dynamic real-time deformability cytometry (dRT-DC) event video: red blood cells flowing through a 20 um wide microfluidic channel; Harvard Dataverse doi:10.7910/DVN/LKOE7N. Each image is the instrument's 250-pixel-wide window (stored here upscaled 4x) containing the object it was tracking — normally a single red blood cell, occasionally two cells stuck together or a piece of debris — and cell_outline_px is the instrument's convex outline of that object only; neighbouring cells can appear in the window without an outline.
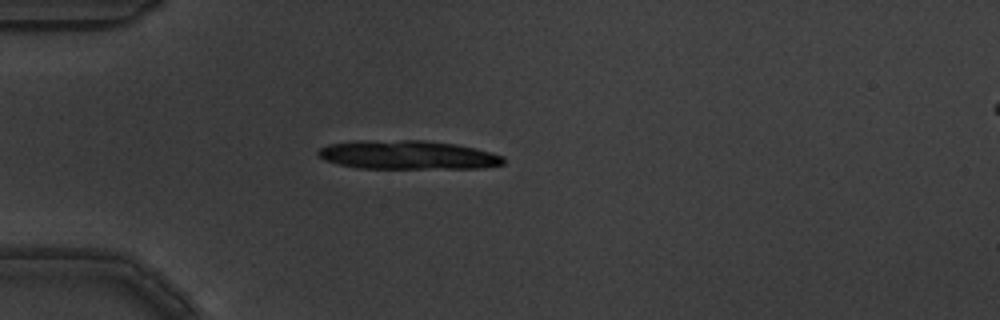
{"species": "common noctule bat (a hibernating species)", "species_latin": "Nyctalus noctula", "temperature_condition": "warm", "stored_images_in_passage": 3, "camera_frame_rate_fps": 3000, "um_per_image_px": 0.085, "animal": {"sex": "male", "body_mass_g": 19.5, "forearm_length_mm": 54.6}, "frame": {"image": 1, "passage_image": 3, "time_ms": 0.667, "image_size_px": [1000, 320], "cell_outline_px": [[504, 164], [484, 168], [356, 168], [324, 160], [316, 152], [320, 148], [328, 144], [352, 140], [424, 140], [456, 144], [476, 148], [492, 152], [504, 156]], "centroid_in_image_um": [34.66, 13.16], "position_along_channel_um": 50.3, "area_um2": 31.44}}